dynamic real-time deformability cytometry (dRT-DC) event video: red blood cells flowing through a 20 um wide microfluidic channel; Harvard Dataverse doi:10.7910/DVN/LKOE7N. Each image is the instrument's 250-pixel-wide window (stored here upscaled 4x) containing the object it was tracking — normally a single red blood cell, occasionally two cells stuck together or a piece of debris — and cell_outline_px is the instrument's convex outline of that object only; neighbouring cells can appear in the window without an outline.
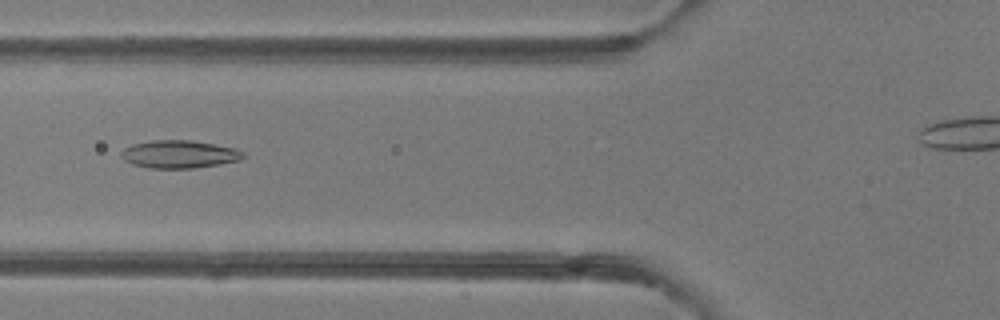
{"species": "common noctule bat (a hibernating species)", "species_latin": "Nyctalus noctula", "temperature_condition": "room temperature", "stored_images_in_passage": 44, "camera_frame_rate_fps": 3000, "um_per_image_px": 0.085, "animal": {"sex": "female"}, "frame": {"image": 1, "passage_image": 19, "time_ms": 6.0, "image_size_px": [1000, 320], "cell_outline_px": [[244, 156], [240, 160], [220, 164], [192, 168], [148, 168], [132, 164], [124, 160], [120, 156], [120, 152], [124, 148], [132, 144], [152, 140], [192, 140], [236, 148], [244, 152]], "centroid_in_image_um": [15.21, 13.1], "position_along_channel_um": 110.6, "area_um2": 19.88}}
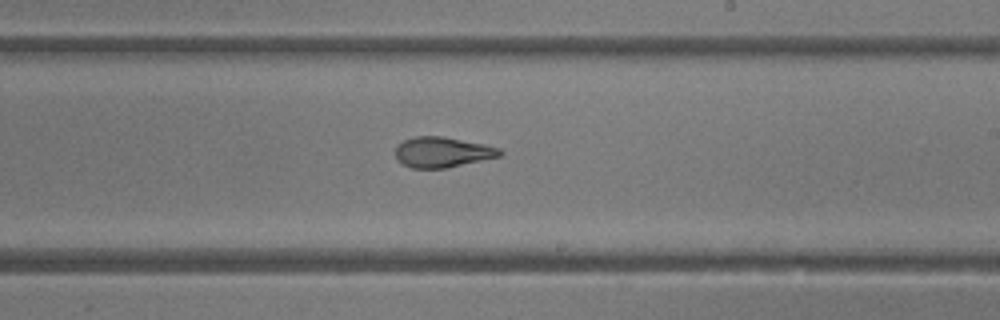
{"frame": {"image": 2, "passage_image": 29, "time_ms": 9.333, "image_size_px": [1000, 320], "cell_outline_px": [[504, 152], [500, 156], [448, 168], [412, 168], [400, 164], [396, 156], [396, 148], [404, 140], [416, 136], [444, 136], [484, 144], [500, 148]], "centroid_in_image_um": [37.62, 12.94], "position_along_channel_um": 251.4, "area_um2": 18.55}}
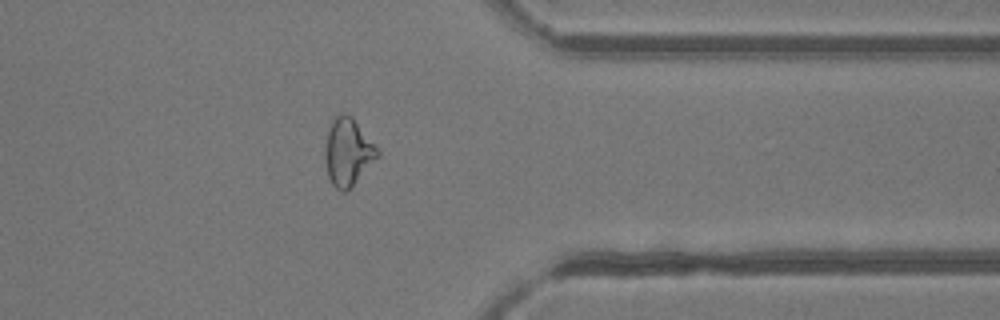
{"frame": {"image": 3, "passage_image": 39, "time_ms": 12.667, "image_size_px": [1000, 320], "cell_outline_px": [[380, 156], [344, 192], [336, 188], [332, 184], [328, 176], [324, 160], [324, 152], [328, 132], [332, 120], [340, 112], [344, 112], [352, 116], [380, 152]], "centroid_in_image_um": [29.55, 12.89], "position_along_channel_um": 381.8, "area_um2": 20.29}, "authors_computed_cell_mechanics": {"area_um2": 20.2011, "velocity_mm_per_s": 4.2158, "shape_relaxation_time_tau1_ms": null, "shape_relaxation_time_tau2_ms": 1.5344, "deformation_change_tau1": null, "deformation_change_tau2": 0.099}}